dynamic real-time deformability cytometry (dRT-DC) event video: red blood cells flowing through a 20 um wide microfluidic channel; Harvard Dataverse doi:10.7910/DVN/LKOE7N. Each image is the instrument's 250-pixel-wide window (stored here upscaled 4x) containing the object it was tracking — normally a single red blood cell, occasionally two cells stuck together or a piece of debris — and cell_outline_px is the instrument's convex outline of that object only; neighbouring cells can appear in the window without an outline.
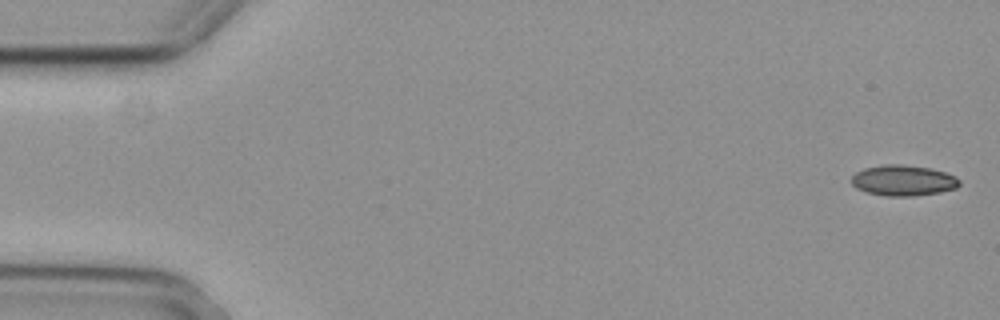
{"species": "common noctule bat (a hibernating species)", "species_latin": "Nyctalus noctula", "temperature_condition": "cold", "stored_images_in_passage": 5, "camera_frame_rate_fps": 3000, "um_per_image_px": 0.085, "animal": {"sex": "female", "body_mass_g": 29.2, "forearm_length_mm": 56.3}, "frame": {"image": 1, "passage_image": 1, "time_ms": 0.0, "image_size_px": [1000, 320], "cell_outline_px": [[960, 184], [956, 188], [940, 192], [912, 196], [884, 196], [868, 192], [856, 188], [852, 184], [852, 176], [856, 172], [864, 168], [884, 164], [904, 164], [928, 168], [944, 172], [956, 176], [960, 180]], "centroid_in_image_um": [76.77, 15.33], "position_along_channel_um": 8.2, "area_um2": 19.31}}
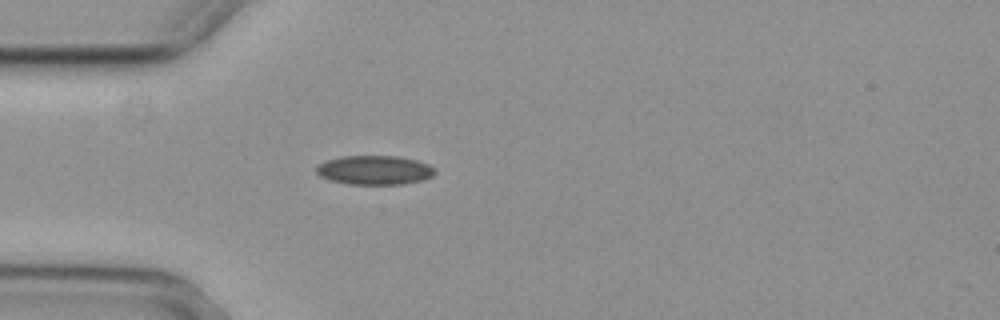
{"frame": {"image": 2, "passage_image": 4, "time_ms": 1.0, "image_size_px": [1000, 320], "cell_outline_px": [[436, 172], [432, 176], [424, 180], [404, 184], [348, 184], [328, 180], [320, 176], [316, 172], [316, 168], [324, 160], [340, 156], [396, 156], [416, 160], [428, 164], [436, 168]], "centroid_in_image_um": [31.84, 14.46], "position_along_channel_um": 53.2, "area_um2": 20.35}}